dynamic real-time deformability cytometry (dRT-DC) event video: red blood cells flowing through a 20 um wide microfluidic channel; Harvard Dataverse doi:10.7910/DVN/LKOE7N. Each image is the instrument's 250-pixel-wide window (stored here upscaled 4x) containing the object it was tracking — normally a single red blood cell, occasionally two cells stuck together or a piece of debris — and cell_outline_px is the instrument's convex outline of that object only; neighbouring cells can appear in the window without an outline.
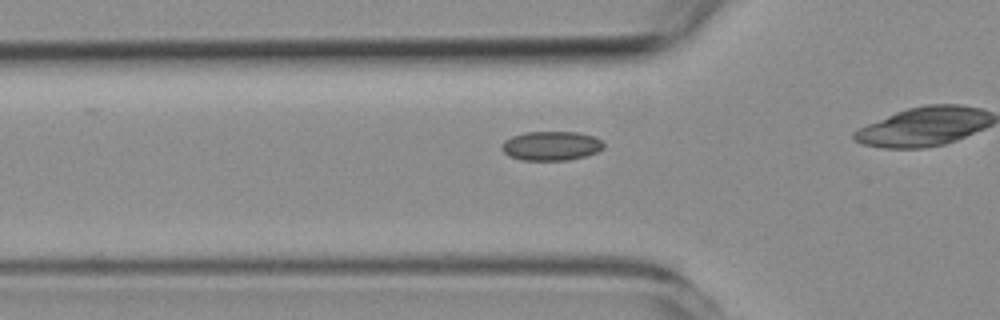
{"species": "common noctule bat (a hibernating species)", "species_latin": "Nyctalus noctula", "temperature_condition": "room temperature", "stored_images_in_passage": 41, "camera_frame_rate_fps": 3000, "um_per_image_px": 0.085, "animal": {"sex": "female", "body_mass_g": 19.3, "forearm_length_mm": 54.1}, "frame": {"image": 1, "passage_image": 15, "time_ms": 4.667, "image_size_px": [1000, 320], "cell_outline_px": [[604, 148], [596, 152], [584, 156], [568, 160], [524, 160], [508, 156], [500, 148], [504, 140], [512, 136], [524, 132], [576, 132], [592, 136], [600, 140], [604, 144]], "centroid_in_image_um": [46.81, 12.39], "position_along_channel_um": 79.0, "area_um2": 17.28}}
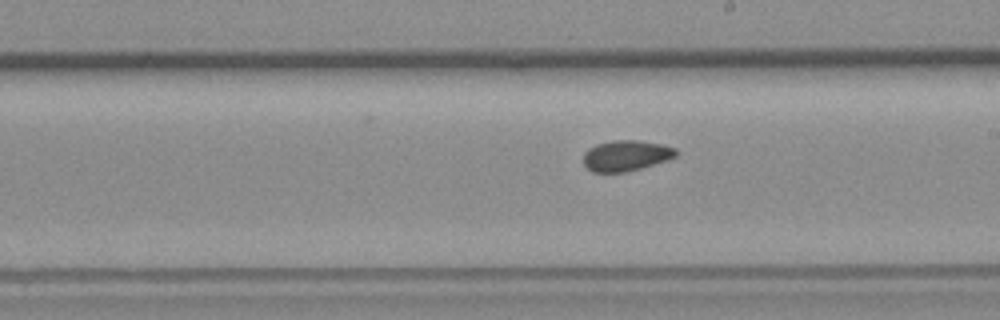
{"frame": {"image": 2, "passage_image": 28, "time_ms": 9.0, "image_size_px": [1000, 320], "cell_outline_px": [[676, 156], [668, 160], [640, 168], [624, 172], [592, 172], [584, 164], [584, 152], [588, 148], [596, 144], [612, 140], [640, 140], [660, 144], [676, 148]], "centroid_in_image_um": [53.2, 13.22], "position_along_channel_um": 235.8, "area_um2": 16.53}}
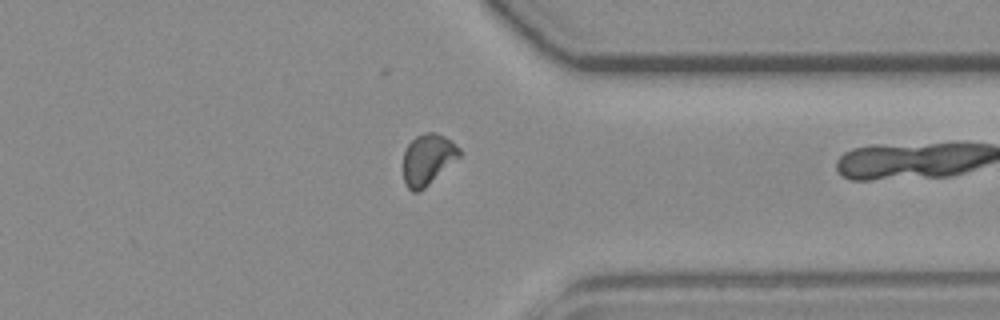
{"frame": {"image": 3, "passage_image": 40, "time_ms": 13.0, "image_size_px": [1000, 320], "cell_outline_px": [[460, 156], [420, 192], [412, 192], [408, 188], [404, 180], [404, 152], [408, 144], [416, 136], [424, 132], [436, 132], [452, 140], [460, 148]], "centroid_in_image_um": [36.36, 13.53], "position_along_channel_um": 375.0, "area_um2": 16.59}}